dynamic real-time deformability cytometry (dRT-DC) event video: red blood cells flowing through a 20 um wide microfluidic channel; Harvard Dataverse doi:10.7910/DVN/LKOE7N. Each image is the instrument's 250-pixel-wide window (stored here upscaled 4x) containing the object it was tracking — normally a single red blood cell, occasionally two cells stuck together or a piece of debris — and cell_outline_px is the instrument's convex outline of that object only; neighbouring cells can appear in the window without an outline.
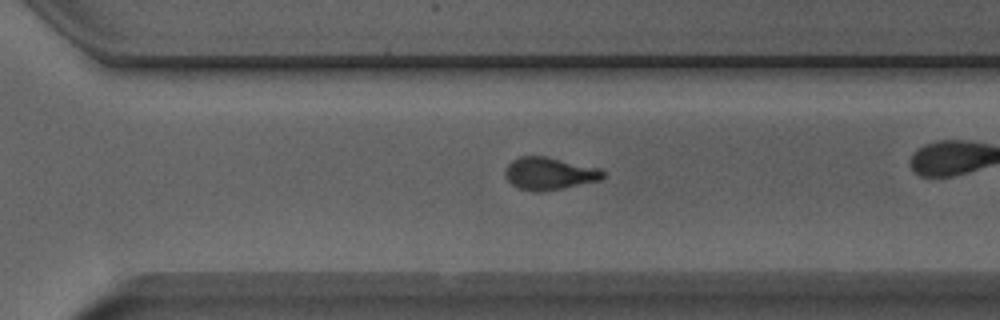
{"species": "Egyptian fruit bat (a non-hibernating species)", "species_latin": "Rousettus aegyptiacus", "temperature_condition": "room temperature", "stored_images_in_passage": 39, "camera_frame_rate_fps": 3000, "um_per_image_px": 0.085, "animal": {"sex": "male"}, "frame": {"image": 1, "passage_image": 34, "time_ms": 11.0, "image_size_px": [1000, 320], "cell_outline_px": [[604, 176], [600, 180], [540, 192], [536, 192], [520, 188], [512, 184], [504, 176], [504, 168], [512, 160], [520, 156], [544, 156], [600, 168], [604, 172]], "centroid_in_image_um": [46.65, 14.74], "position_along_channel_um": 323.9, "area_um2": 18.32}}